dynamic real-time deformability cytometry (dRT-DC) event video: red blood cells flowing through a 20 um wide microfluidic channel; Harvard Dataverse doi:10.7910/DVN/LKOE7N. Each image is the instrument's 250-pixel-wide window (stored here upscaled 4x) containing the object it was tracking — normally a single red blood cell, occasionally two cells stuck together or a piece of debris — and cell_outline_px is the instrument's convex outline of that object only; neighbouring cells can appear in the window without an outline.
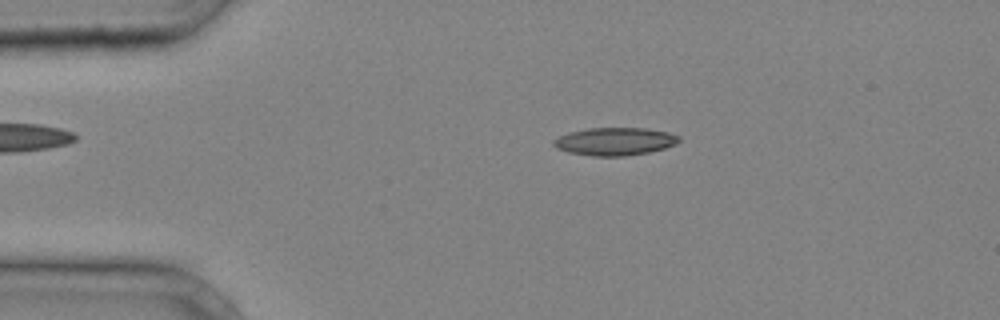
{"species": "common noctule bat (a hibernating species)", "species_latin": "Nyctalus noctula", "temperature_condition": "cold", "stored_images_in_passage": 38, "camera_frame_rate_fps": 3000, "um_per_image_px": 0.085, "animal": {"sex": "male", "body_mass_g": 20.4}, "frame": {"image": 1, "passage_image": 8, "time_ms": 2.333, "image_size_px": [1000, 320], "cell_outline_px": [[680, 140], [676, 144], [664, 148], [648, 152], [624, 156], [592, 156], [568, 152], [556, 148], [552, 144], [552, 140], [568, 132], [588, 128], [644, 128], [668, 132], [680, 136]], "centroid_in_image_um": [52.24, 12.02], "position_along_channel_um": 32.8, "area_um2": 20.35}}
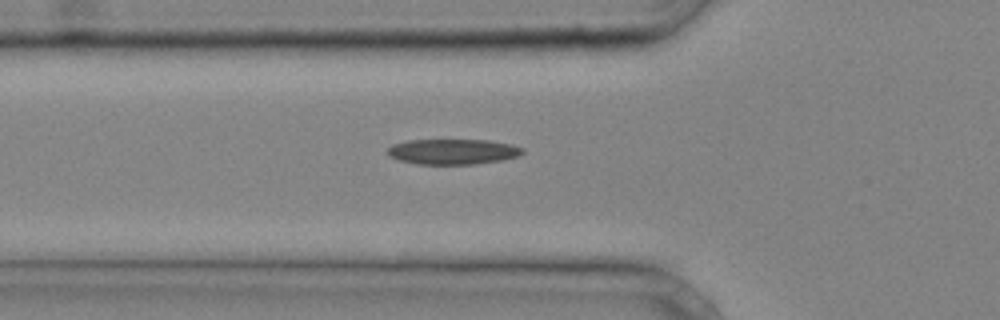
{"frame": {"image": 2, "passage_image": 14, "time_ms": 4.333, "image_size_px": [1000, 320], "cell_outline_px": [[524, 152], [520, 156], [504, 160], [476, 164], [416, 164], [400, 160], [388, 156], [388, 148], [392, 144], [408, 140], [488, 140], [512, 144], [524, 148]], "centroid_in_image_um": [38.53, 12.89], "position_along_channel_um": 87.3, "area_um2": 20.17}}
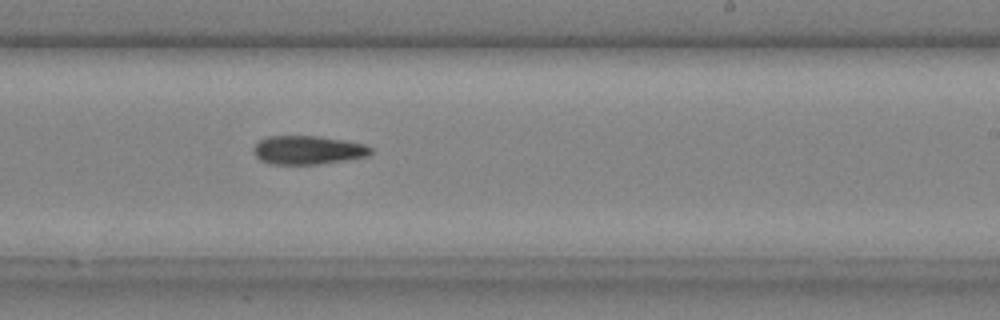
{"frame": {"image": 3, "passage_image": 25, "time_ms": 8.0, "image_size_px": [1000, 320], "cell_outline_px": [[372, 152], [368, 156], [344, 160], [316, 164], [272, 164], [260, 160], [252, 152], [252, 148], [260, 140], [268, 136], [316, 136], [348, 140], [364, 144], [372, 148]], "centroid_in_image_um": [26.16, 12.74], "position_along_channel_um": 262.8, "area_um2": 19.59}}